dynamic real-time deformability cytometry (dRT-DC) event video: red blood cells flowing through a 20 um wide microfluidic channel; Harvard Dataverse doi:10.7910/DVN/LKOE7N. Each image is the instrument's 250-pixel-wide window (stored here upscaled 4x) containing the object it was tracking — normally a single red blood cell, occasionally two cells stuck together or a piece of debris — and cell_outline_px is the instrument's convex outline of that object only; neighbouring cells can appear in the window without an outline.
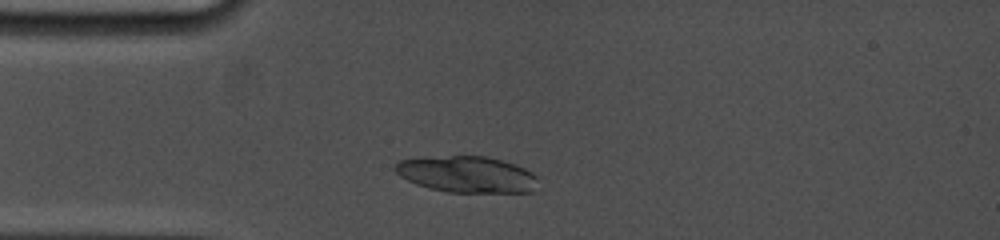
{"species": "common noctule bat (a hibernating species)", "species_latin": "Nyctalus noctula", "temperature_condition": "cold", "stored_images_in_passage": 4, "camera_frame_rate_fps": 5000, "um_per_image_px": 0.085, "animal": {"sex": "female", "body_mass_g": 19.0, "forearm_length_mm": 53.3}, "frame": {"image": 1, "passage_image": 3, "time_ms": 1.4, "image_size_px": [1000, 240], "cell_outline_px": [[536, 176], [532, 192], [448, 192], [428, 188], [416, 184], [400, 176], [392, 168], [396, 160], [424, 156], [484, 156], [516, 164], [532, 172]], "centroid_in_image_um": [39.59, 14.8], "position_along_channel_um": 45.4, "area_um2": 30.4}}